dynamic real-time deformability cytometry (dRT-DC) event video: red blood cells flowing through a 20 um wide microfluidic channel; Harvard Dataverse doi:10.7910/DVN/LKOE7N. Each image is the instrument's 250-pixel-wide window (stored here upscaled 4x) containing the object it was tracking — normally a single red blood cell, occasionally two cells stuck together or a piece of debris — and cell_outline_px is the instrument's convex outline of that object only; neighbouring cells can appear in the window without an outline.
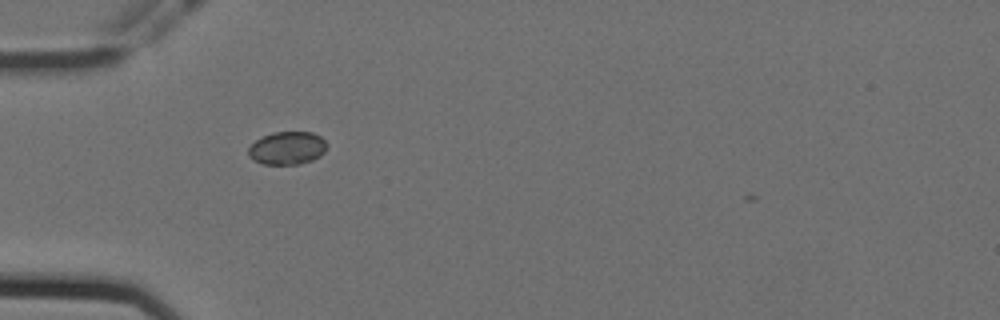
{"species": "Egyptian fruit bat (a non-hibernating species)", "species_latin": "Rousettus aegyptiacus", "temperature_condition": "cold", "stored_images_in_passage": 2, "camera_frame_rate_fps": 3000, "um_per_image_px": 0.085, "animal": {"sex": "female"}, "frame": {"image": 1, "passage_image": 1, "time_ms": 0.0, "image_size_px": [1000, 320], "cell_outline_px": [[328, 144], [324, 152], [320, 156], [312, 160], [300, 164], [264, 164], [248, 156], [248, 148], [256, 140], [272, 132], [312, 132], [320, 136]], "centroid_in_image_um": [24.44, 12.58], "position_along_channel_um": 60.6, "area_um2": 15.03}}